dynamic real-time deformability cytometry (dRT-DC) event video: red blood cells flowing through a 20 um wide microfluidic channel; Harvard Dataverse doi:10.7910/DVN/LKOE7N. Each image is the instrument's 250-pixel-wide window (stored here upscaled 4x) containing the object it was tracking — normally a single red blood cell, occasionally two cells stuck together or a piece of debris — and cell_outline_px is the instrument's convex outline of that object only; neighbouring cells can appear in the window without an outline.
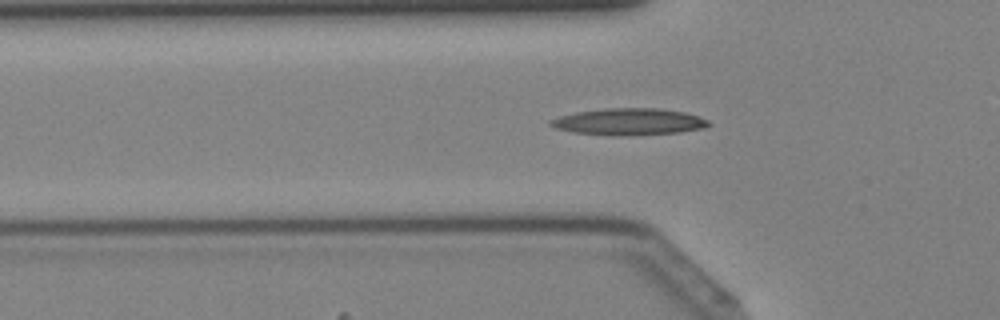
{"species": "Egyptian fruit bat (a non-hibernating species)", "species_latin": "Rousettus aegyptiacus", "temperature_condition": "cold", "stored_images_in_passage": 42, "camera_frame_rate_fps": 3000, "um_per_image_px": 0.085, "animal": {"sex": "female"}, "frame": {"image": 1, "passage_image": 13, "time_ms": 4.0, "image_size_px": [1000, 320], "cell_outline_px": [[712, 124], [708, 128], [680, 132], [620, 136], [572, 132], [556, 128], [548, 124], [548, 120], [560, 116], [576, 112], [604, 108], [656, 108], [684, 112], [708, 120]], "centroid_in_image_um": [53.46, 10.35], "position_along_channel_um": 72.3, "area_um2": 24.68}}
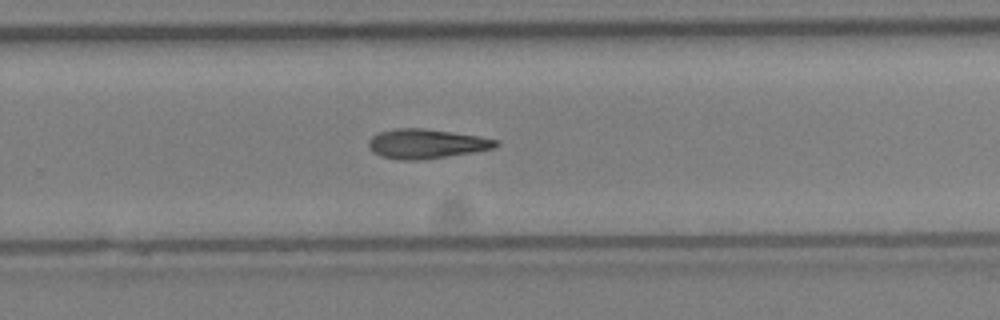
{"frame": {"image": 2, "passage_image": 27, "time_ms": 8.667, "image_size_px": [1000, 320], "cell_outline_px": [[500, 144], [496, 148], [472, 152], [420, 160], [400, 160], [380, 156], [372, 152], [368, 144], [368, 140], [372, 136], [380, 132], [396, 128], [420, 128], [480, 136], [500, 140]], "centroid_in_image_um": [36.25, 12.22], "position_along_channel_um": 293.6, "area_um2": 21.85}}
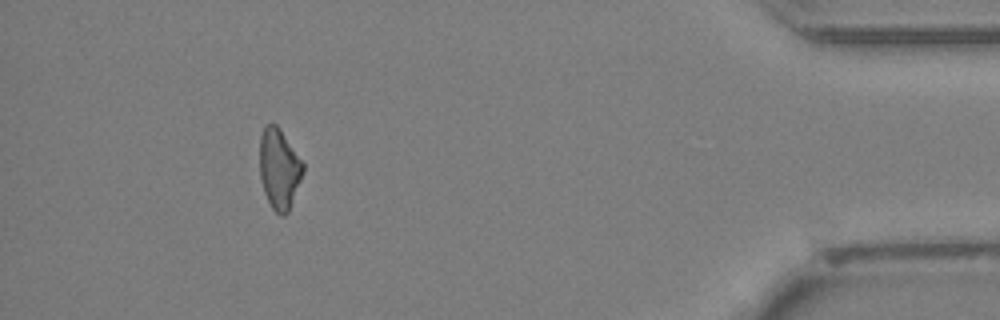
{"frame": {"image": 3, "passage_image": 38, "time_ms": 12.333, "image_size_px": [1000, 320], "cell_outline_px": [[304, 172], [288, 212], [284, 216], [280, 216], [272, 208], [264, 192], [260, 176], [260, 136], [264, 128], [268, 124], [276, 124], [280, 128], [304, 164]], "centroid_in_image_um": [23.73, 14.36], "position_along_channel_um": 411.5, "area_um2": 20.17}}